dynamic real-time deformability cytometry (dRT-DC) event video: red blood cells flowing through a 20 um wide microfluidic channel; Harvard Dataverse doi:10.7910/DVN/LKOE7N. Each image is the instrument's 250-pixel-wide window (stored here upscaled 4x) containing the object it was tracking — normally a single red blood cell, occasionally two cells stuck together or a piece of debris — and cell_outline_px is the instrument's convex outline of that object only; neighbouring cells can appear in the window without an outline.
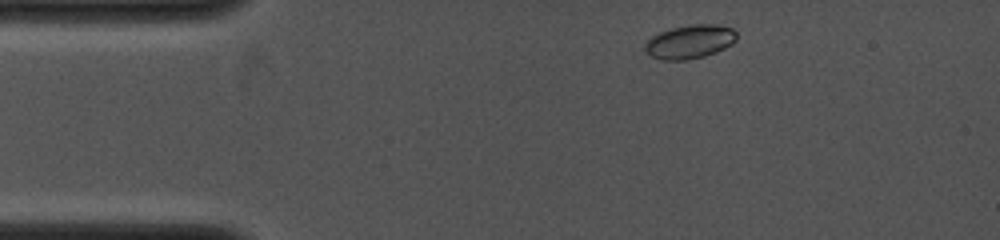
{"species": "common noctule bat (a hibernating species)", "species_latin": "Nyctalus noctula", "temperature_condition": "cold", "stored_images_in_passage": 33, "camera_frame_rate_fps": 4000, "um_per_image_px": 0.085, "animal": {"sex": "female", "body_mass_g": 19.0, "forearm_length_mm": 53.3}, "frame": {"image": 1, "passage_image": 1, "time_ms": 0.0, "image_size_px": [1000, 240], "cell_outline_px": [[736, 40], [732, 44], [716, 52], [704, 56], [688, 60], [660, 60], [652, 56], [644, 48], [644, 44], [652, 36], [660, 32], [672, 28], [692, 24], [716, 24], [732, 28], [736, 32]], "centroid_in_image_um": [58.64, 3.55], "position_along_channel_um": 26.4, "area_um2": 17.98}}
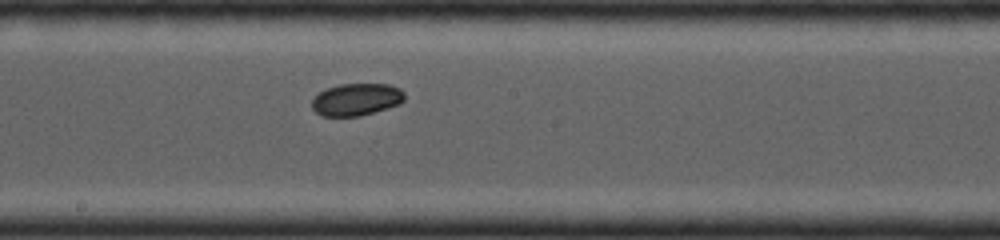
{"frame": {"image": 2, "passage_image": 17, "time_ms": 5.5, "image_size_px": [1000, 240], "cell_outline_px": [[404, 100], [400, 104], [388, 108], [360, 116], [320, 116], [312, 108], [312, 100], [320, 92], [328, 88], [340, 84], [388, 84], [400, 88], [404, 92]], "centroid_in_image_um": [30.31, 8.46], "position_along_channel_um": 217.9, "area_um2": 17.4}}
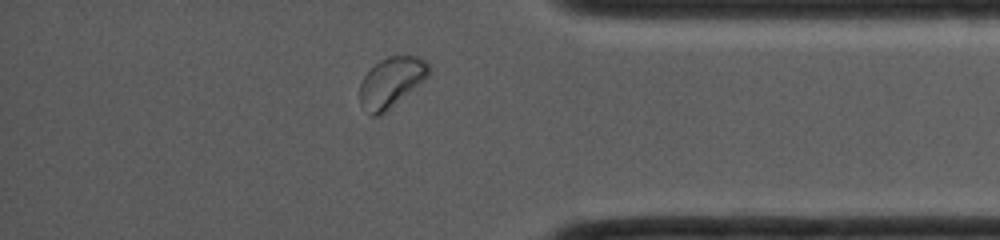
{"frame": {"image": 3, "passage_image": 28, "time_ms": 9.75, "image_size_px": [1000, 240], "cell_outline_px": [[432, 72], [424, 80], [380, 116], [372, 116], [360, 104], [360, 84], [364, 76], [380, 60], [388, 56], [420, 56], [432, 68]], "centroid_in_image_um": [33.28, 6.98], "position_along_channel_um": 401.9, "area_um2": 19.94}}